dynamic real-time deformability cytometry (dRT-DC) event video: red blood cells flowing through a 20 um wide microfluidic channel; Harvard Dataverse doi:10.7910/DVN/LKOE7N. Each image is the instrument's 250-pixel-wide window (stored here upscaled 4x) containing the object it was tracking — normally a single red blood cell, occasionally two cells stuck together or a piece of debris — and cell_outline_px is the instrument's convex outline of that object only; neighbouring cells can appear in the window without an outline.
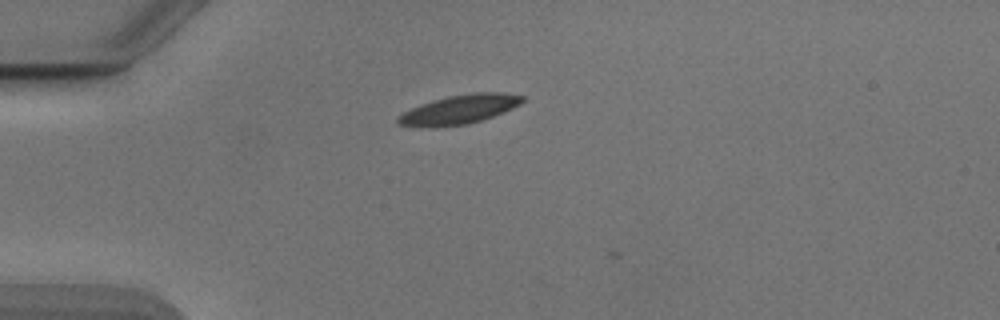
{"species": "Egyptian fruit bat (a non-hibernating species)", "species_latin": "Rousettus aegyptiacus", "temperature_condition": "cold", "stored_images_in_passage": 3, "camera_frame_rate_fps": 3000, "um_per_image_px": 0.085, "animal": {"sex": "male"}, "frame": {"image": 1, "passage_image": 2, "time_ms": 0.333, "image_size_px": [1000, 320], "cell_outline_px": [[524, 100], [520, 104], [512, 108], [492, 116], [480, 120], [464, 124], [400, 124], [396, 120], [404, 112], [420, 104], [432, 100], [448, 96], [476, 92], [504, 92], [524, 96]], "centroid_in_image_um": [39.17, 9.22], "position_along_channel_um": 45.8, "area_um2": 19.88}}